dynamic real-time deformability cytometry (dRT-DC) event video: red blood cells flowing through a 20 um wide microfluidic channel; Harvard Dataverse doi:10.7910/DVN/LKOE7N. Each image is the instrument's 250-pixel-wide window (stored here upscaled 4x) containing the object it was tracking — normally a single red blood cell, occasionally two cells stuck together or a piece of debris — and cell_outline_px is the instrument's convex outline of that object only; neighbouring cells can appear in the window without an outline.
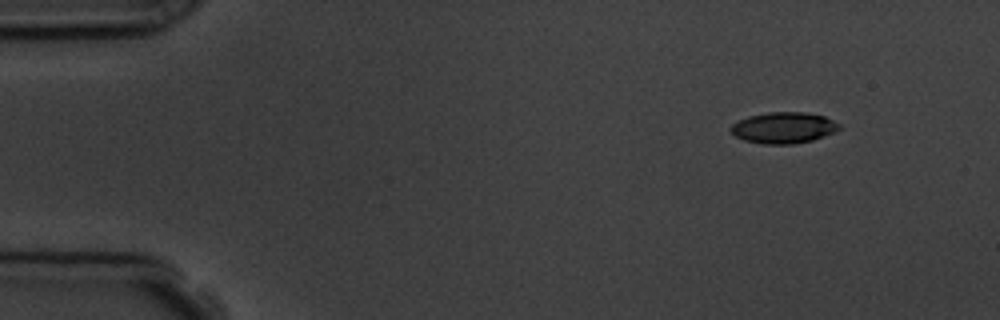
{"species": "common noctule bat (a hibernating species)", "species_latin": "Nyctalus noctula", "temperature_condition": "room temperature", "stored_images_in_passage": 5, "camera_frame_rate_fps": 3000, "um_per_image_px": 0.085, "animal": {"sex": "male", "body_mass_g": 19.5, "forearm_length_mm": 54.6}, "frame": {"image": 1, "passage_image": 1, "time_ms": 0.0, "image_size_px": [1000, 320], "cell_outline_px": [[840, 128], [824, 136], [812, 140], [792, 144], [764, 144], [744, 140], [736, 136], [728, 128], [732, 124], [748, 116], [768, 112], [804, 112], [824, 116], [840, 124]], "centroid_in_image_um": [66.58, 10.85], "position_along_channel_um": 18.4, "area_um2": 19.54}}
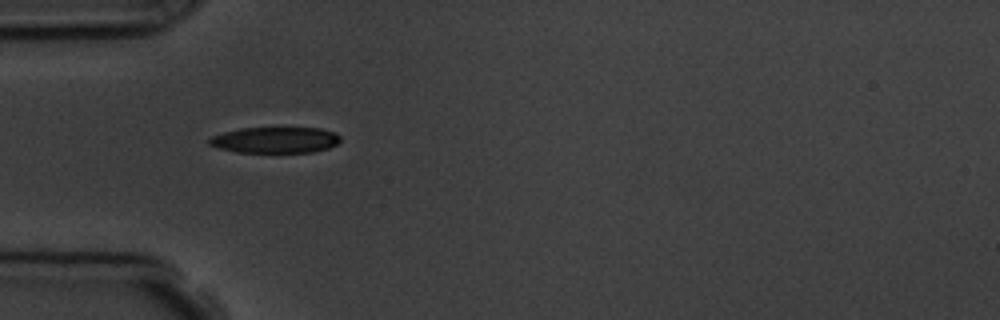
{"frame": {"image": 2, "passage_image": 4, "time_ms": 3.667, "image_size_px": [1000, 320], "cell_outline_px": [[340, 140], [336, 144], [328, 148], [312, 152], [236, 152], [216, 148], [208, 144], [208, 140], [212, 136], [224, 132], [240, 128], [320, 128], [336, 132], [340, 136]], "centroid_in_image_um": [23.38, 11.9], "position_along_channel_um": 61.6, "area_um2": 19.94}}